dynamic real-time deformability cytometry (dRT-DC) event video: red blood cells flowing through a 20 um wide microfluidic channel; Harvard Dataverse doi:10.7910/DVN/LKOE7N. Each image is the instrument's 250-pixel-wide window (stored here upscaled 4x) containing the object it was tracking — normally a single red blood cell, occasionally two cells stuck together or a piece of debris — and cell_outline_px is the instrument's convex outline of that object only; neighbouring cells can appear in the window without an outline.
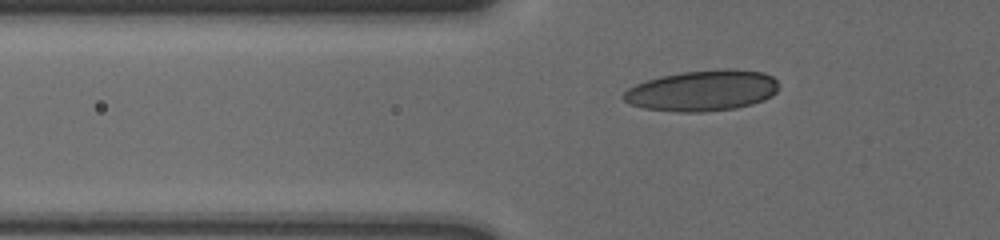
{"species": "human", "species_latin": "Homo sapiens", "temperature_condition": "cold", "stored_images_in_passage": 49, "camera_frame_rate_fps": 3000, "um_per_image_px": 0.085, "donor": {"sex": "male"}, "frame": {"image": 1, "passage_image": 13, "time_ms": 4.0, "image_size_px": [1000, 240], "cell_outline_px": [[780, 88], [772, 96], [764, 100], [752, 104], [736, 108], [704, 112], [680, 112], [644, 108], [632, 104], [624, 100], [624, 92], [628, 88], [636, 84], [660, 76], [680, 72], [724, 68], [732, 68], [764, 72], [772, 76], [776, 80]], "centroid_in_image_um": [59.76, 7.69], "position_along_channel_um": 66.0, "area_um2": 37.17}}
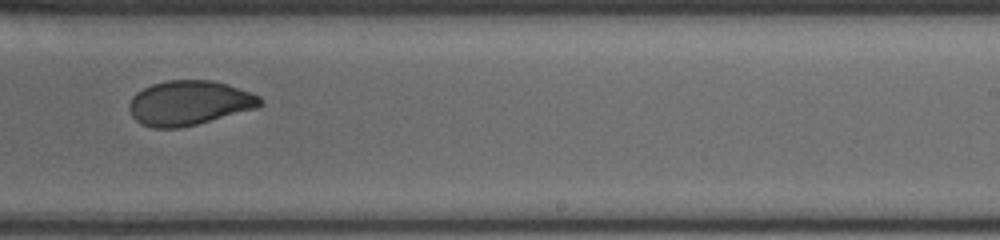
{"frame": {"image": 2, "passage_image": 31, "time_ms": 10.0, "image_size_px": [1000, 240], "cell_outline_px": [[264, 104], [256, 108], [196, 124], [176, 128], [152, 128], [140, 124], [132, 116], [128, 108], [128, 104], [132, 96], [136, 92], [152, 84], [168, 80], [212, 80], [228, 84], [260, 96], [264, 100]], "centroid_in_image_um": [16.06, 8.74], "position_along_channel_um": 272.9, "area_um2": 34.1}}
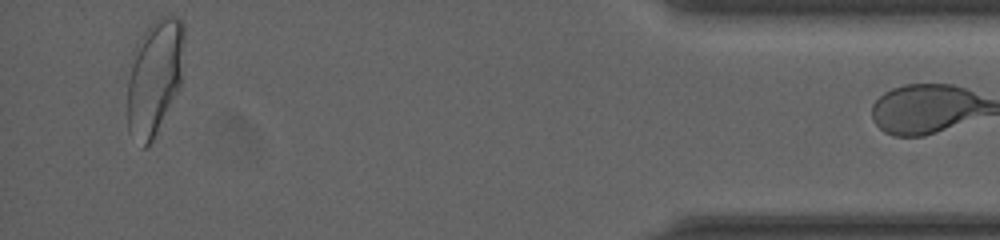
{"frame": {"image": 3, "passage_image": 48, "time_ms": 15.667, "image_size_px": [1000, 240], "cell_outline_px": [[184, 40], [180, 88], [152, 140], [144, 148], [128, 128], [128, 80], [132, 48], [144, 32], [160, 16], [172, 12], [184, 24]], "centroid_in_image_um": [13.15, 6.46], "position_along_channel_um": 422.1, "area_um2": 38.32}}